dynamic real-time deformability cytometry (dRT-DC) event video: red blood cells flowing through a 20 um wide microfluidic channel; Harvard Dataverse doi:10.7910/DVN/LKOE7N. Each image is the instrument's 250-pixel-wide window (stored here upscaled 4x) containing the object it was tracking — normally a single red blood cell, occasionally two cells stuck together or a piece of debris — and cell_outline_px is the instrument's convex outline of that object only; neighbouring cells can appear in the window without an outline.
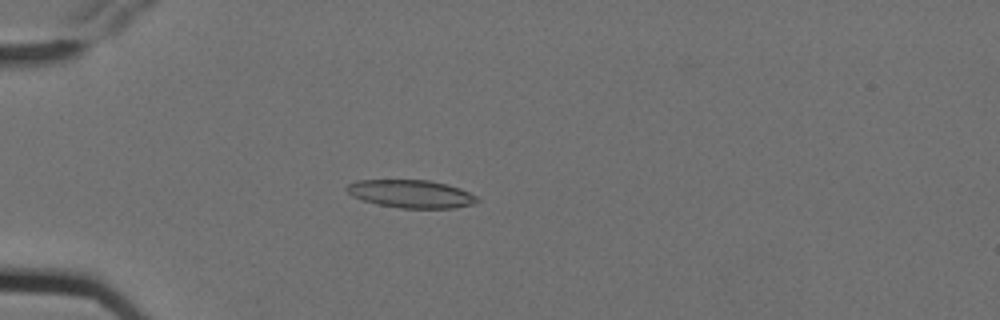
{"species": "Egyptian fruit bat (a non-hibernating species)", "species_latin": "Rousettus aegyptiacus", "temperature_condition": "cold", "stored_images_in_passage": 6, "camera_frame_rate_fps": 3000, "um_per_image_px": 0.085, "animal": {"sex": "female"}, "frame": {"image": 1, "passage_image": 4, "time_ms": 1.0, "image_size_px": [1000, 320], "cell_outline_px": [[480, 200], [472, 204], [456, 208], [400, 208], [376, 204], [352, 196], [344, 188], [348, 184], [356, 180], [428, 180], [460, 188], [476, 196]], "centroid_in_image_um": [34.92, 16.48], "position_along_channel_um": 50.1, "area_um2": 21.15}}
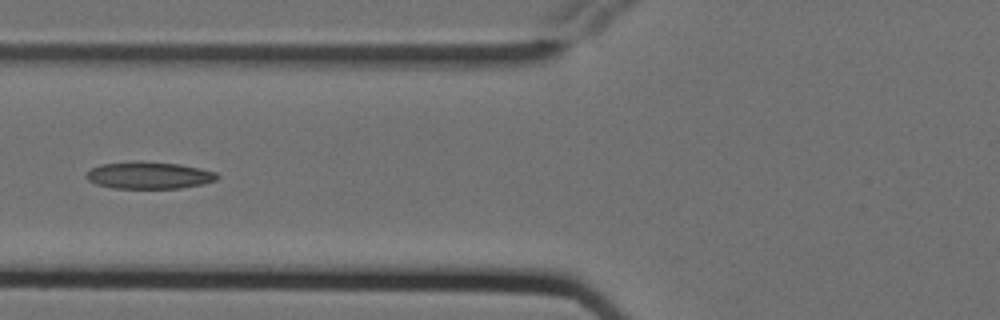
{"frame": {"image": 2, "passage_image": 6, "time_ms": 1.667, "image_size_px": [1000, 320], "cell_outline_px": [[220, 176], [216, 180], [204, 184], [180, 188], [112, 188], [96, 184], [88, 180], [84, 176], [92, 168], [100, 164], [136, 160], [140, 160], [180, 164], [200, 168], [216, 172]], "centroid_in_image_um": [12.67, 14.89], "position_along_channel_um": 113.1, "area_um2": 20.92}}